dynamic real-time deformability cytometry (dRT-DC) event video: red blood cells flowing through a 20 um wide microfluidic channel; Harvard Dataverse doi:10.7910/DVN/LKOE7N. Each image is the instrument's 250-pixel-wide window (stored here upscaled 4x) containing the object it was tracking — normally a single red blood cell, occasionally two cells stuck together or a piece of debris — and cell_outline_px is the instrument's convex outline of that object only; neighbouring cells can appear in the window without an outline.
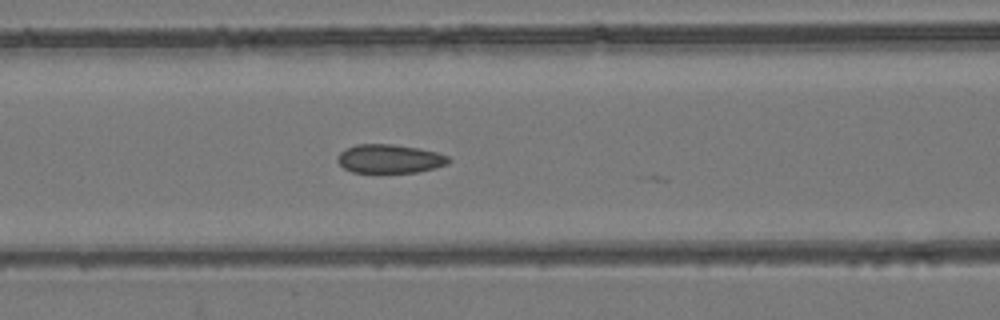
{"species": "common noctule bat (a hibernating species)", "species_latin": "Nyctalus noctula", "temperature_condition": "room temperature", "stored_images_in_passage": 25, "camera_frame_rate_fps": 3000, "um_per_image_px": 0.085, "animal": {"sex": "female", "body_mass_g": 24.6, "forearm_length_mm": 56.2}, "frame": {"image": 1, "passage_image": 24, "time_ms": 7.667, "image_size_px": [1000, 320], "cell_outline_px": [[452, 160], [448, 164], [436, 168], [416, 172], [352, 172], [344, 168], [336, 160], [336, 156], [344, 148], [356, 144], [392, 144], [420, 148], [436, 152], [448, 156]], "centroid_in_image_um": [33.11, 13.48], "position_along_channel_um": 133.5, "area_um2": 18.79}}